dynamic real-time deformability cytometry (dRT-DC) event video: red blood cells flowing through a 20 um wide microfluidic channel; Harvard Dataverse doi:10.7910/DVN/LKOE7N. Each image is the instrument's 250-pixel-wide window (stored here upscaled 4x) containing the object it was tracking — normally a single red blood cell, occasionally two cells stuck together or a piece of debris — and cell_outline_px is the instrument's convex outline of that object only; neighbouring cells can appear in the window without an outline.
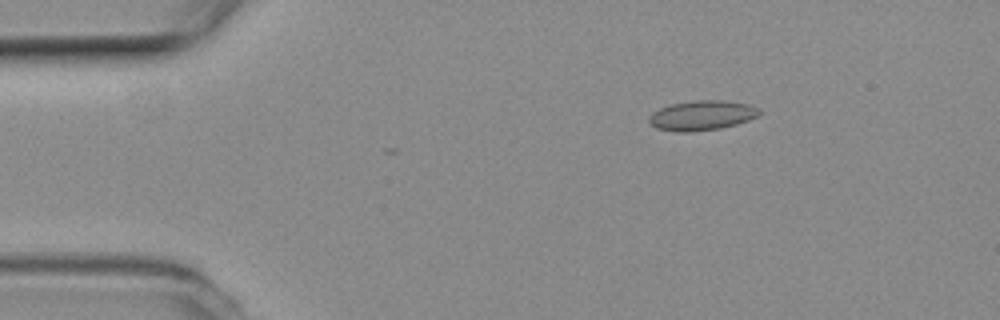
{"species": "common noctule bat (a hibernating species)", "species_latin": "Nyctalus noctula", "temperature_condition": "room temperature", "stored_images_in_passage": 4, "camera_frame_rate_fps": 3000, "um_per_image_px": 0.085, "animal": {"sex": "female", "body_mass_g": 19.3, "forearm_length_mm": 54.1}, "frame": {"image": 1, "passage_image": 2, "time_ms": 0.333, "image_size_px": [1000, 320], "cell_outline_px": [[760, 116], [736, 124], [720, 128], [688, 132], [676, 132], [656, 128], [648, 120], [648, 116], [652, 112], [660, 108], [672, 104], [696, 100], [724, 100], [748, 104], [760, 108]], "centroid_in_image_um": [59.67, 9.81], "position_along_channel_um": 25.3, "area_um2": 19.19}}